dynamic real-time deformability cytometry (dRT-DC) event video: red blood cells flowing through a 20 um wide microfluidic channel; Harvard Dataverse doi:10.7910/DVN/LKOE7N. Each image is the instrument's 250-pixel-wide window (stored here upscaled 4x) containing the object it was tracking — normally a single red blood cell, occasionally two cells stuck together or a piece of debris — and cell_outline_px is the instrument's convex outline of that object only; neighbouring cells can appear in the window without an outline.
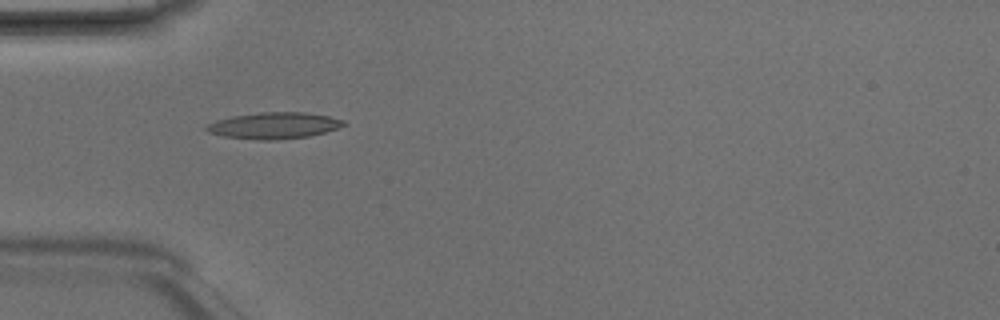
{"species": "Egyptian fruit bat (a non-hibernating species)", "species_latin": "Rousettus aegyptiacus", "temperature_condition": "room temperature", "stored_images_in_passage": 6, "camera_frame_rate_fps": 3000, "um_per_image_px": 0.085, "animal": {"sex": "male"}, "frame": {"image": 1, "passage_image": 5, "time_ms": 1.333, "image_size_px": [1000, 320], "cell_outline_px": [[348, 124], [324, 132], [308, 136], [276, 140], [260, 140], [224, 136], [208, 132], [204, 128], [208, 124], [216, 120], [232, 116], [260, 112], [304, 112], [328, 116], [344, 120]], "centroid_in_image_um": [23.28, 10.66], "position_along_channel_um": 61.7, "area_um2": 20.98}}